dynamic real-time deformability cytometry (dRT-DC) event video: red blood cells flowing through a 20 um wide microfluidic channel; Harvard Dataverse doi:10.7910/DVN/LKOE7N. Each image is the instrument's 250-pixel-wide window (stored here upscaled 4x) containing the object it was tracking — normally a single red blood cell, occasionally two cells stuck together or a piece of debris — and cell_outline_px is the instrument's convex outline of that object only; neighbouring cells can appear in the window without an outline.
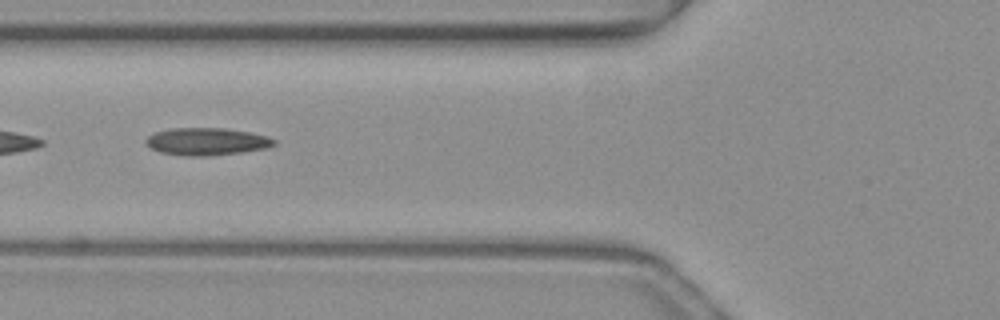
{"species": "common noctule bat (a hibernating species)", "species_latin": "Nyctalus noctula", "temperature_condition": "warm", "stored_images_in_passage": 42, "camera_frame_rate_fps": 3000, "um_per_image_px": 0.085, "animal": {"sex": "female", "body_mass_g": 19.3, "forearm_length_mm": 54.1}, "frame": {"image": 1, "passage_image": 18, "time_ms": 5.667, "image_size_px": [1000, 320], "cell_outline_px": [[276, 144], [268, 148], [244, 152], [208, 156], [184, 156], [160, 152], [144, 144], [144, 140], [148, 136], [156, 132], [172, 128], [224, 128], [248, 132], [268, 136], [276, 140]], "centroid_in_image_um": [17.58, 12.04], "position_along_channel_um": 108.2, "area_um2": 20.63}}
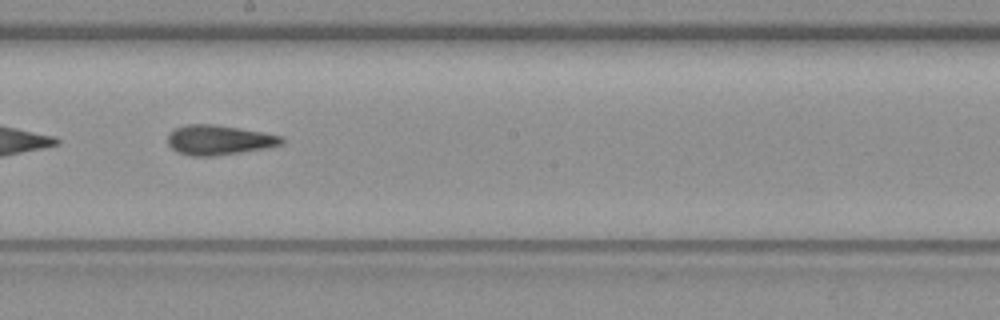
{"frame": {"image": 2, "passage_image": 27, "time_ms": 8.667, "image_size_px": [1000, 320], "cell_outline_px": [[284, 140], [280, 144], [268, 148], [212, 156], [192, 156], [176, 152], [168, 144], [168, 136], [176, 128], [188, 124], [212, 124], [264, 132], [280, 136]], "centroid_in_image_um": [18.6, 11.9], "position_along_channel_um": 229.6, "area_um2": 19.54}}
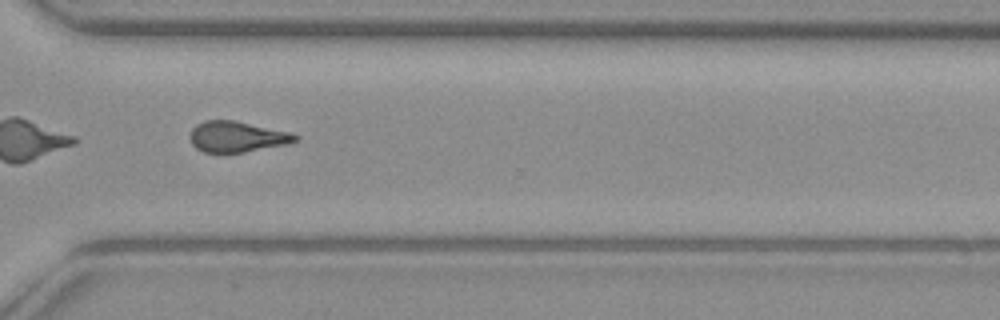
{"frame": {"image": 3, "passage_image": 36, "time_ms": 11.667, "image_size_px": [1000, 320], "cell_outline_px": [[300, 140], [288, 144], [244, 152], [204, 152], [196, 148], [192, 144], [192, 128], [196, 124], [204, 120], [232, 120], [292, 132], [300, 136]], "centroid_in_image_um": [20.21, 11.61], "position_along_channel_um": 350.4, "area_um2": 18.84}, "authors_computed_cell_mechanics": {"area_um2": 19.9988, "velocity_mm_per_s": 4.04, "shape_relaxation_time_tau1_ms": 10.7736, "shape_relaxation_time_tau2_ms": 3.2732, "deformation_change_tau1": 0.2241, "deformation_change_tau2": 0.1292}}